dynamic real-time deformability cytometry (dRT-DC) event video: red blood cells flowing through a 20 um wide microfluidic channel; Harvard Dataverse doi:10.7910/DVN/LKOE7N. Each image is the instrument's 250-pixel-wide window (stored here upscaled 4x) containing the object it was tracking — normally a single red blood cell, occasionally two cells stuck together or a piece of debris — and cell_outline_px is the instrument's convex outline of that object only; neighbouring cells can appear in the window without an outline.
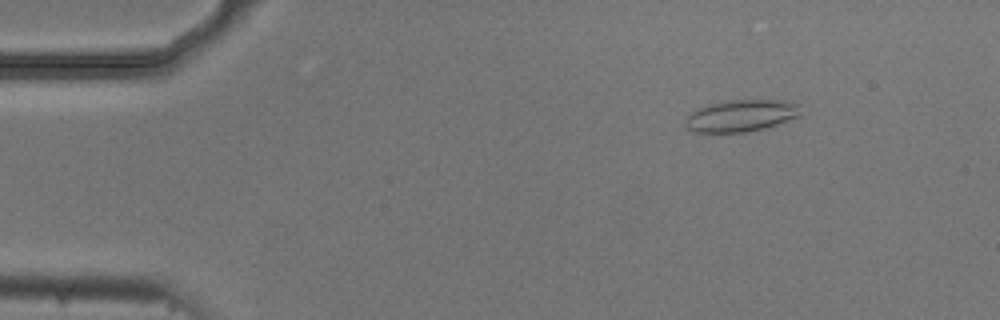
{"species": "common noctule bat (a hibernating species)", "species_latin": "Nyctalus noctula", "temperature_condition": "cold", "stored_images_in_passage": 54, "camera_frame_rate_fps": 3000, "um_per_image_px": 0.085, "animal": {"sex": "male", "body_mass_g": 20.5, "forearm_length_mm": 52.5}, "frame": {"image": 1, "passage_image": 7, "time_ms": 2.0, "image_size_px": [1000, 320], "cell_outline_px": [[800, 116], [764, 128], [744, 132], [696, 132], [688, 128], [684, 120], [696, 108], [724, 100], [784, 100], [800, 104]], "centroid_in_image_um": [63.0, 9.82], "position_along_channel_um": 22.0, "area_um2": 21.33}}
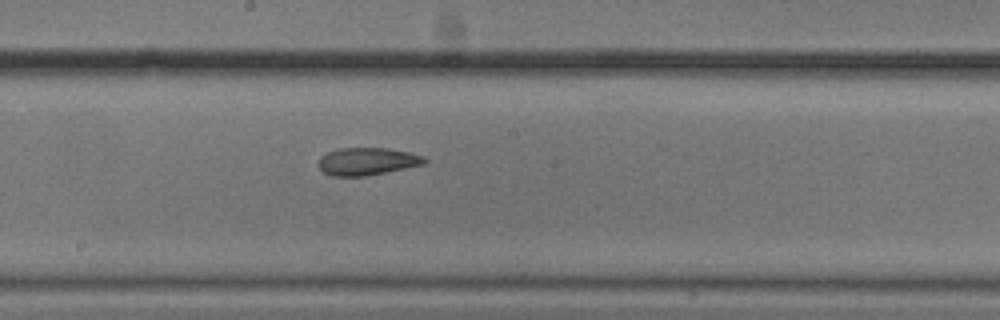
{"frame": {"image": 2, "passage_image": 29, "time_ms": 9.333, "image_size_px": [1000, 320], "cell_outline_px": [[428, 160], [424, 164], [364, 176], [332, 176], [324, 172], [316, 164], [320, 156], [328, 152], [340, 148], [388, 148], [408, 152], [424, 156]], "centroid_in_image_um": [31.18, 13.71], "position_along_channel_um": 217.0, "area_um2": 16.94}}
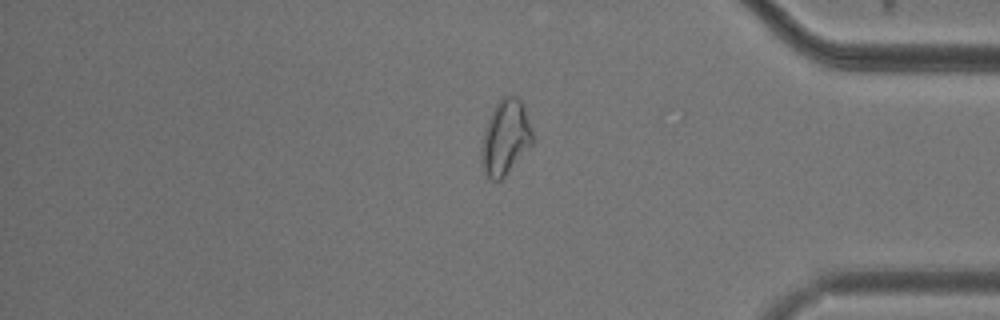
{"frame": {"image": 3, "passage_image": 45, "time_ms": 14.667, "image_size_px": [1000, 320], "cell_outline_px": [[532, 144], [504, 176], [500, 180], [492, 180], [484, 172], [480, 160], [480, 152], [484, 132], [492, 108], [504, 96], [516, 96], [520, 100], [524, 108], [532, 132]], "centroid_in_image_um": [42.92, 11.69], "position_along_channel_um": 392.3, "area_um2": 21.91}, "authors_computed_cell_mechanics": {"area_um2": 20.1144, "velocity_mm_per_s": 3.7097, "shape_relaxation_time_tau1_ms": 5.3048, "shape_relaxation_time_tau2_ms": 3.0199, "deformation_change_tau1": 0.1407, "deformation_change_tau2": 0.0972}}